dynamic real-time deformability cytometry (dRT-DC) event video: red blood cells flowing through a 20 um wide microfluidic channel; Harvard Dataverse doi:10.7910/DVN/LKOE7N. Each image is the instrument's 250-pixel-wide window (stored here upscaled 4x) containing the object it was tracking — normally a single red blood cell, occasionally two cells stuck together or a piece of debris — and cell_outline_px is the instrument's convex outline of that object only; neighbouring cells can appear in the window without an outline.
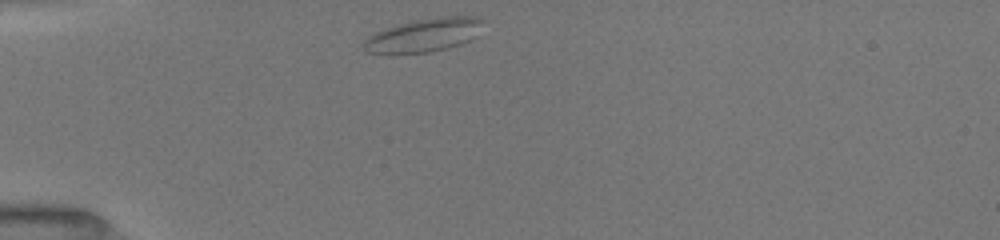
{"species": "common noctule bat (a hibernating species)", "species_latin": "Nyctalus noctula", "temperature_condition": "room temperature", "stored_images_in_passage": 39, "camera_frame_rate_fps": 3000, "um_per_image_px": 0.085, "animal": {"sex": "female", "body_mass_g": 19.5, "forearm_length_mm": 54.1}, "frame": {"image": 1, "passage_image": 1, "time_ms": 0.0, "image_size_px": [1000, 240], "cell_outline_px": [[484, 20], [468, 40], [460, 44], [448, 48], [428, 52], [388, 56], [368, 52], [364, 48], [364, 40], [368, 36], [388, 28], [412, 20], [440, 16], [472, 16]], "centroid_in_image_um": [35.93, 3.02], "position_along_channel_um": 49.1, "area_um2": 23.18}}
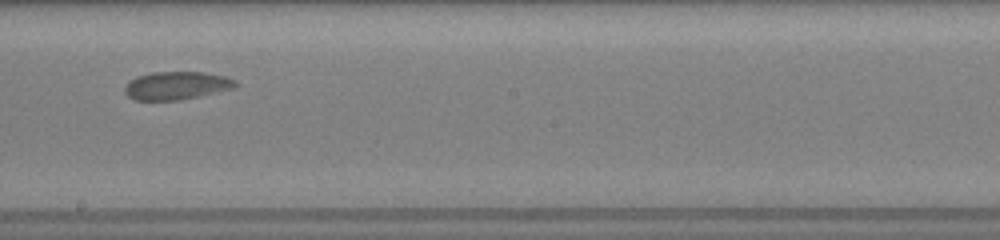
{"frame": {"image": 2, "passage_image": 17, "time_ms": 5.333, "image_size_px": [1000, 240], "cell_outline_px": [[236, 88], [180, 100], [136, 100], [128, 96], [124, 92], [124, 88], [132, 80], [140, 76], [152, 72], [204, 72], [224, 76], [232, 80], [236, 84]], "centroid_in_image_um": [15.01, 7.28], "position_along_channel_um": 233.2, "area_um2": 17.8}}
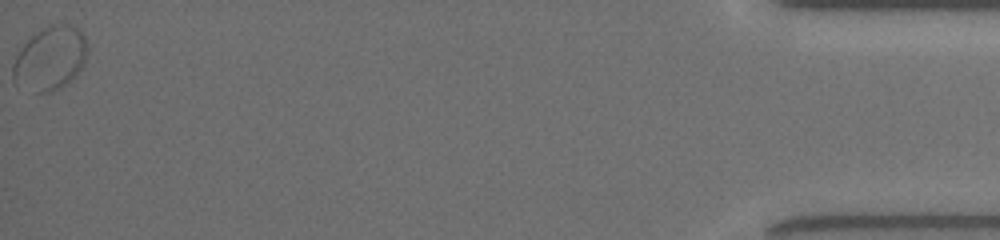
{"frame": {"image": 3, "passage_image": 39, "time_ms": 12.667, "image_size_px": [1000, 240], "cell_outline_px": [[88, 48], [84, 60], [80, 68], [64, 84], [48, 92], [36, 92], [12, 80], [12, 64], [16, 56], [24, 44], [36, 32], [52, 24], [68, 24], [80, 28], [88, 44]], "centroid_in_image_um": [4.26, 4.91], "position_along_channel_um": 430.9, "area_um2": 26.99}}